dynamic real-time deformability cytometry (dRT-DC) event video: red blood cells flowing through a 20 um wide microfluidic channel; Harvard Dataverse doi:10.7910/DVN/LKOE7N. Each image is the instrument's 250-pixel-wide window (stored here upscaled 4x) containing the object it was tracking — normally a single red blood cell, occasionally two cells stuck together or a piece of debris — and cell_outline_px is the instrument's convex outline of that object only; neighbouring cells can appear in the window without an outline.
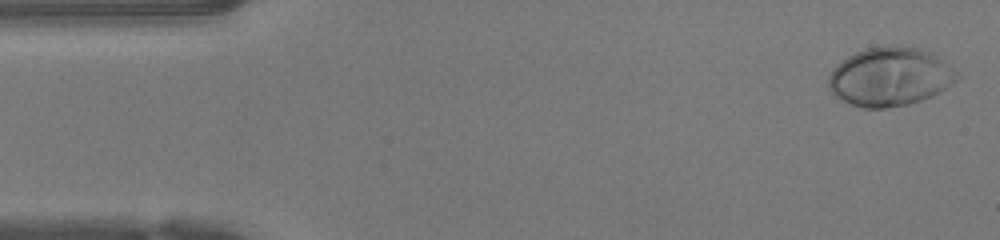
{"species": "human", "species_latin": "Homo sapiens", "temperature_condition": "warm", "stored_images_in_passage": 47, "camera_frame_rate_fps": 3000, "um_per_image_px": 0.085, "donor": {"sex": "female"}, "frame": {"image": 1, "passage_image": 1, "time_ms": 0.0, "image_size_px": [1000, 240], "cell_outline_px": [[960, 76], [956, 80], [940, 92], [932, 96], [908, 104], [884, 108], [864, 108], [852, 104], [828, 92], [828, 76], [832, 68], [848, 56], [856, 52], [868, 48], [892, 44], [920, 48], [932, 52], [956, 72]], "centroid_in_image_um": [75.61, 6.51], "position_along_channel_um": 9.4, "area_um2": 43.93}}
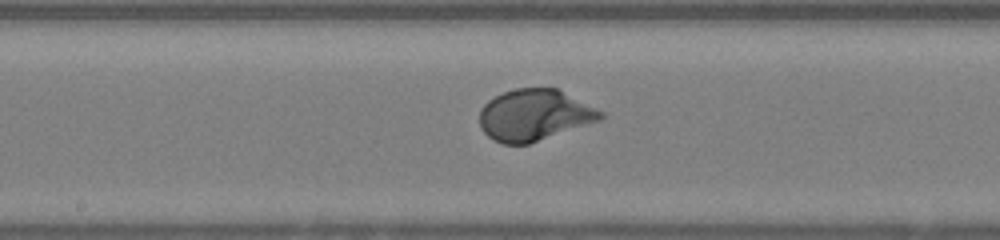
{"frame": {"image": 2, "passage_image": 23, "time_ms": 7.333, "image_size_px": [1000, 240], "cell_outline_px": [[604, 116], [600, 120], [528, 144], [504, 144], [488, 136], [480, 128], [480, 108], [488, 100], [504, 92], [516, 88], [556, 88], [604, 112]], "centroid_in_image_um": [45.4, 9.78], "position_along_channel_um": 202.8, "area_um2": 35.84}}
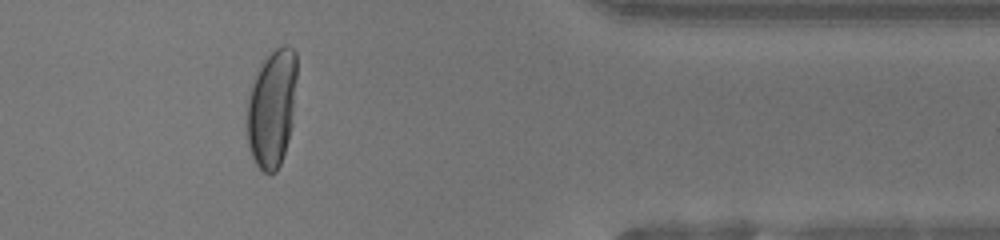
{"frame": {"image": 3, "passage_image": 38, "time_ms": 12.333, "image_size_px": [1000, 240], "cell_outline_px": [[296, 76], [292, 124], [288, 140], [280, 164], [276, 172], [264, 172], [256, 164], [252, 156], [248, 144], [248, 96], [252, 84], [260, 64], [276, 48], [284, 44], [292, 48], [296, 52]], "centroid_in_image_um": [23.12, 9.18], "position_along_channel_um": 388.3, "area_um2": 33.81}, "authors_computed_cell_mechanics": {"area_um2": 36.703, "velocity_mm_per_s": 4.2226, "shape_relaxation_time_tau1_ms": 2.393, "shape_relaxation_time_tau2_ms": null, "deformation_change_tau1": 0.1926, "deformation_change_tau2": null}}